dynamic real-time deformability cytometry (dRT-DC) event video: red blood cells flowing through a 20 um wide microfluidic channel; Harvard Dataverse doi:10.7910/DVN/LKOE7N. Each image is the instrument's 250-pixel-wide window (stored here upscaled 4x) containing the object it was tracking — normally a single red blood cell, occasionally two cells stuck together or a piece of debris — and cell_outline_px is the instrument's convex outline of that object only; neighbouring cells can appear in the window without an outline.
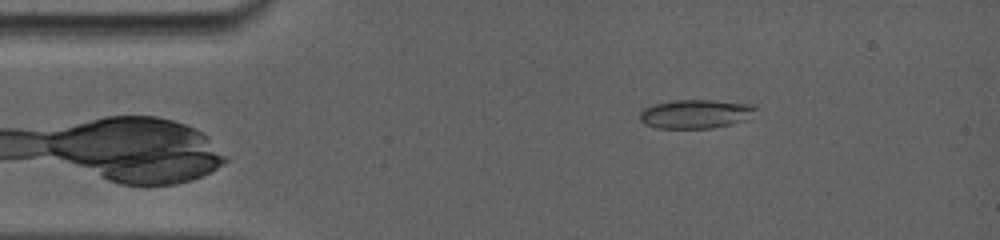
{"species": "common noctule bat (a hibernating species)", "species_latin": "Nyctalus noctula", "temperature_condition": "room temperature", "stored_images_in_passage": 13, "camera_frame_rate_fps": 5000, "um_per_image_px": 0.085, "animal": {"sex": "female", "body_mass_g": 19.0, "forearm_length_mm": 56.7}, "frame": {"image": 1, "passage_image": 1, "time_ms": 0.0, "image_size_px": [1000, 240], "cell_outline_px": [[756, 108], [736, 120], [728, 124], [712, 128], [660, 128], [644, 124], [640, 120], [640, 112], [644, 108], [652, 104], [672, 100], [712, 100], [756, 104]], "centroid_in_image_um": [58.97, 9.66], "position_along_channel_um": 26.0, "area_um2": 18.9}}
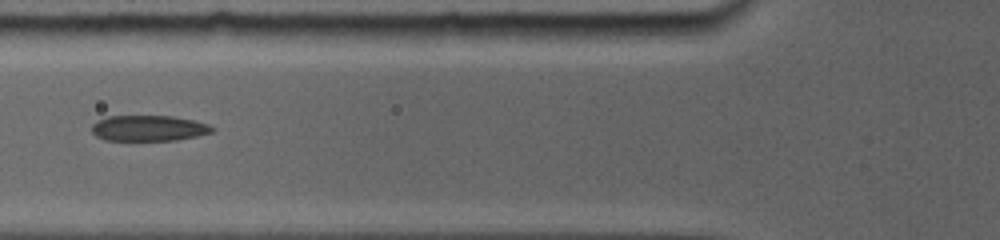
{"frame": {"image": 2, "passage_image": 6, "time_ms": 3.6, "image_size_px": [1000, 240], "cell_outline_px": [[212, 132], [196, 136], [172, 140], [108, 140], [96, 136], [92, 132], [92, 124], [108, 116], [172, 116], [192, 120], [204, 124], [212, 128]], "centroid_in_image_um": [12.58, 10.89], "position_along_channel_um": 113.2, "area_um2": 17.57}}
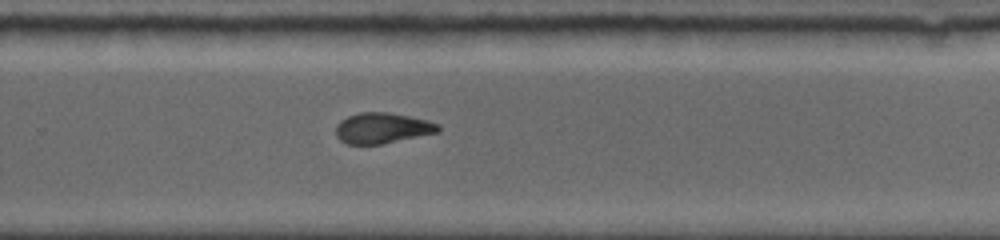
{"frame": {"image": 3, "passage_image": 13, "time_ms": 8.4, "image_size_px": [1000, 240], "cell_outline_px": [[440, 132], [380, 144], [348, 144], [340, 140], [336, 136], [336, 124], [340, 120], [348, 116], [360, 112], [388, 112], [428, 120], [440, 124]], "centroid_in_image_um": [32.5, 10.88], "position_along_channel_um": 297.3, "area_um2": 18.32}}